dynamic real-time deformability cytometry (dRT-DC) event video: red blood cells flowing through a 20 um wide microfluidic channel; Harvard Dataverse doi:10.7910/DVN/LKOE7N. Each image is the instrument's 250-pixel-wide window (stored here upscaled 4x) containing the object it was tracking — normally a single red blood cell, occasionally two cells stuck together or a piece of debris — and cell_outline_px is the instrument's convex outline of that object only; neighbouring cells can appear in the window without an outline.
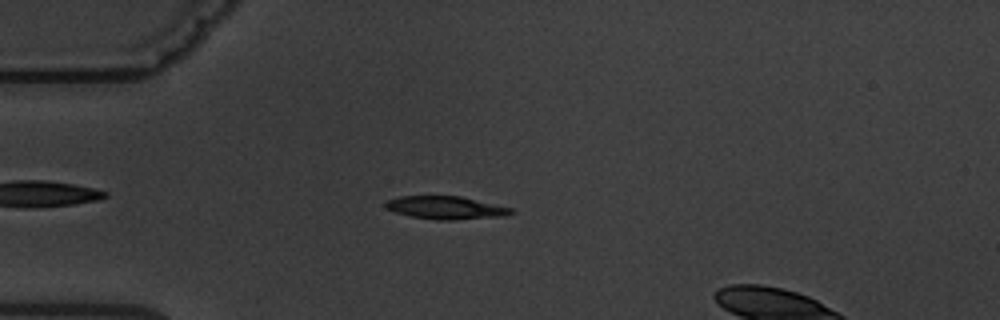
{"species": "common noctule bat (a hibernating species)", "species_latin": "Nyctalus noctula", "temperature_condition": "warm", "stored_images_in_passage": 5, "camera_frame_rate_fps": 3000, "um_per_image_px": 0.085, "animal": {"sex": "male", "body_mass_g": 19.5, "forearm_length_mm": 54.6}, "frame": {"image": 1, "passage_image": 4, "time_ms": 4.0, "image_size_px": [1000, 320], "cell_outline_px": [[516, 212], [508, 216], [452, 220], [440, 220], [412, 216], [396, 212], [384, 208], [384, 204], [388, 200], [400, 196], [460, 196], [512, 208]], "centroid_in_image_um": [37.93, 17.66], "position_along_channel_um": 47.1, "area_um2": 16.76}}